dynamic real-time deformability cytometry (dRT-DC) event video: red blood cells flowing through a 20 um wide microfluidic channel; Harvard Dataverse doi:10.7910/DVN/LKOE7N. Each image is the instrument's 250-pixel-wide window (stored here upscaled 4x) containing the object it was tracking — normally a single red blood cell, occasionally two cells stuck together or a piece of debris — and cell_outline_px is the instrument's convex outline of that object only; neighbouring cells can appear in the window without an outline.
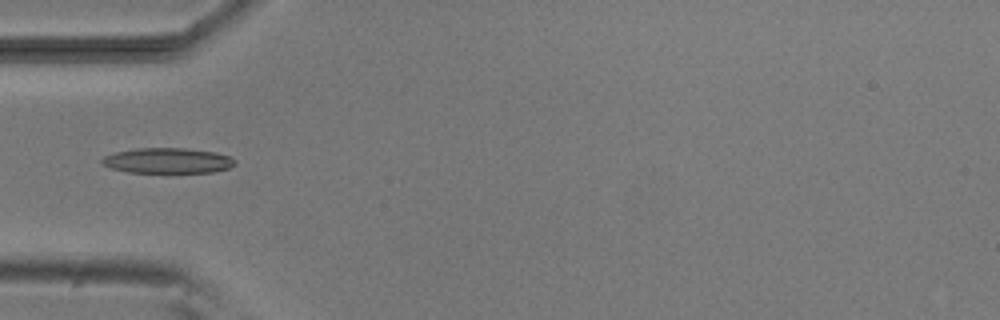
{"species": "common noctule bat (a hibernating species)", "species_latin": "Nyctalus noctula", "temperature_condition": "room temperature", "stored_images_in_passage": 3, "camera_frame_rate_fps": 3000, "um_per_image_px": 0.085, "animal": {"sex": "male", "body_mass_g": 20.5, "forearm_length_mm": 52.5}, "frame": {"image": 1, "passage_image": 3, "time_ms": 2.333, "image_size_px": [1000, 320], "cell_outline_px": [[236, 164], [228, 168], [212, 172], [128, 172], [112, 168], [100, 164], [100, 160], [104, 156], [116, 152], [136, 148], [184, 148], [216, 152], [228, 156], [236, 160]], "centroid_in_image_um": [14.23, 13.65], "position_along_channel_um": 70.8, "area_um2": 19.59}}